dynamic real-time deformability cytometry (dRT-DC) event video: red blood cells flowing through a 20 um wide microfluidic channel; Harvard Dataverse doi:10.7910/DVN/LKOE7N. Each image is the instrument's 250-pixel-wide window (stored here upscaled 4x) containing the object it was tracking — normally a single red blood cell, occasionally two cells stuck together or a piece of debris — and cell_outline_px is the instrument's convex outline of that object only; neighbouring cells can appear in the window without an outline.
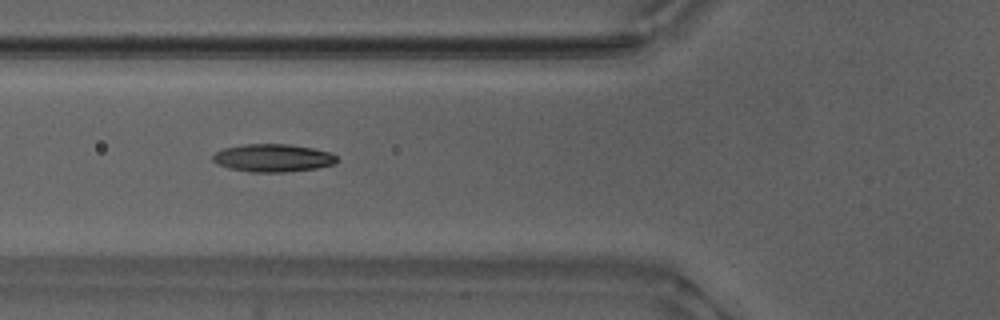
{"species": "Egyptian fruit bat (a non-hibernating species)", "species_latin": "Rousettus aegyptiacus", "temperature_condition": "warm", "stored_images_in_passage": 39, "camera_frame_rate_fps": 3000, "um_per_image_px": 0.085, "animal": {"sex": "male"}, "frame": {"image": 1, "passage_image": 6, "time_ms": 1.667, "image_size_px": [1000, 320], "cell_outline_px": [[340, 160], [336, 164], [316, 168], [284, 172], [252, 172], [228, 168], [212, 160], [212, 156], [216, 152], [224, 148], [244, 144], [288, 144], [312, 148], [332, 152]], "centroid_in_image_um": [23.25, 13.42], "position_along_channel_um": 102.6, "area_um2": 20.17}}
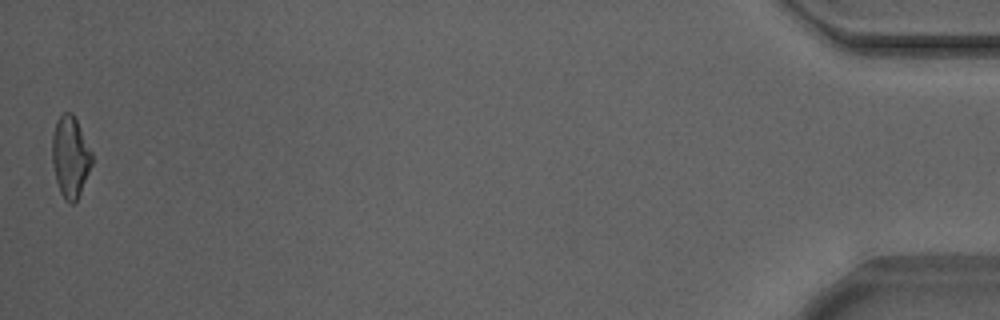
{"frame": {"image": 2, "passage_image": 39, "time_ms": 12.667, "image_size_px": [1000, 320], "cell_outline_px": [[92, 164], [80, 192], [76, 200], [72, 204], [68, 204], [64, 200], [60, 192], [56, 180], [52, 164], [52, 136], [56, 120], [64, 112], [72, 112], [92, 152]], "centroid_in_image_um": [5.96, 13.34], "position_along_channel_um": 429.2, "area_um2": 18.73}, "authors_computed_cell_mechanics": {"area_um2": 18.785, "velocity_mm_per_s": 3.8707, "shape_relaxation_time_tau1_ms": 10.2299, "shape_relaxation_time_tau2_ms": 2.8759, "deformation_change_tau1": 0.2629, "deformation_change_tau2": 0.1103}}